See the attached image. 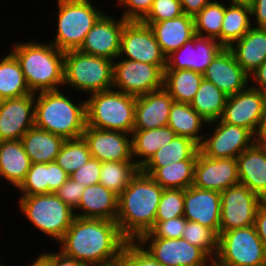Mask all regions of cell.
Listing matches in <instances>:
<instances>
[{
  "mask_svg": "<svg viewBox=\"0 0 266 266\" xmlns=\"http://www.w3.org/2000/svg\"><path fill=\"white\" fill-rule=\"evenodd\" d=\"M151 27L163 53L167 56L196 36L194 18L182 14L160 22H143Z\"/></svg>",
  "mask_w": 266,
  "mask_h": 266,
  "instance_id": "obj_26",
  "label": "cell"
},
{
  "mask_svg": "<svg viewBox=\"0 0 266 266\" xmlns=\"http://www.w3.org/2000/svg\"><path fill=\"white\" fill-rule=\"evenodd\" d=\"M227 97L216 85L203 78L190 105L207 122H211L221 119Z\"/></svg>",
  "mask_w": 266,
  "mask_h": 266,
  "instance_id": "obj_36",
  "label": "cell"
},
{
  "mask_svg": "<svg viewBox=\"0 0 266 266\" xmlns=\"http://www.w3.org/2000/svg\"><path fill=\"white\" fill-rule=\"evenodd\" d=\"M49 266H86L78 260L59 252H45L39 255Z\"/></svg>",
  "mask_w": 266,
  "mask_h": 266,
  "instance_id": "obj_50",
  "label": "cell"
},
{
  "mask_svg": "<svg viewBox=\"0 0 266 266\" xmlns=\"http://www.w3.org/2000/svg\"><path fill=\"white\" fill-rule=\"evenodd\" d=\"M254 226L266 249V201H264L257 209Z\"/></svg>",
  "mask_w": 266,
  "mask_h": 266,
  "instance_id": "obj_51",
  "label": "cell"
},
{
  "mask_svg": "<svg viewBox=\"0 0 266 266\" xmlns=\"http://www.w3.org/2000/svg\"><path fill=\"white\" fill-rule=\"evenodd\" d=\"M15 56L32 93L60 90L64 86V52L51 43H16Z\"/></svg>",
  "mask_w": 266,
  "mask_h": 266,
  "instance_id": "obj_3",
  "label": "cell"
},
{
  "mask_svg": "<svg viewBox=\"0 0 266 266\" xmlns=\"http://www.w3.org/2000/svg\"><path fill=\"white\" fill-rule=\"evenodd\" d=\"M164 189L140 170L118 196L116 222L127 241H137L155 224Z\"/></svg>",
  "mask_w": 266,
  "mask_h": 266,
  "instance_id": "obj_2",
  "label": "cell"
},
{
  "mask_svg": "<svg viewBox=\"0 0 266 266\" xmlns=\"http://www.w3.org/2000/svg\"><path fill=\"white\" fill-rule=\"evenodd\" d=\"M84 189V185H80V183L69 177L68 180L58 188L55 194L75 211L79 205Z\"/></svg>",
  "mask_w": 266,
  "mask_h": 266,
  "instance_id": "obj_49",
  "label": "cell"
},
{
  "mask_svg": "<svg viewBox=\"0 0 266 266\" xmlns=\"http://www.w3.org/2000/svg\"><path fill=\"white\" fill-rule=\"evenodd\" d=\"M216 266H266V249L254 225L218 235Z\"/></svg>",
  "mask_w": 266,
  "mask_h": 266,
  "instance_id": "obj_9",
  "label": "cell"
},
{
  "mask_svg": "<svg viewBox=\"0 0 266 266\" xmlns=\"http://www.w3.org/2000/svg\"><path fill=\"white\" fill-rule=\"evenodd\" d=\"M92 155L83 137L63 142L55 162L68 174L85 165Z\"/></svg>",
  "mask_w": 266,
  "mask_h": 266,
  "instance_id": "obj_41",
  "label": "cell"
},
{
  "mask_svg": "<svg viewBox=\"0 0 266 266\" xmlns=\"http://www.w3.org/2000/svg\"><path fill=\"white\" fill-rule=\"evenodd\" d=\"M69 175L55 162L32 163L25 180L17 188L22 195L55 193Z\"/></svg>",
  "mask_w": 266,
  "mask_h": 266,
  "instance_id": "obj_25",
  "label": "cell"
},
{
  "mask_svg": "<svg viewBox=\"0 0 266 266\" xmlns=\"http://www.w3.org/2000/svg\"><path fill=\"white\" fill-rule=\"evenodd\" d=\"M57 3V33L50 43L63 52L78 50L104 11L90 0H57Z\"/></svg>",
  "mask_w": 266,
  "mask_h": 266,
  "instance_id": "obj_7",
  "label": "cell"
},
{
  "mask_svg": "<svg viewBox=\"0 0 266 266\" xmlns=\"http://www.w3.org/2000/svg\"><path fill=\"white\" fill-rule=\"evenodd\" d=\"M207 121L201 117L188 103L173 102L167 126L176 135L193 140L198 146L203 142L205 135H200L203 124Z\"/></svg>",
  "mask_w": 266,
  "mask_h": 266,
  "instance_id": "obj_33",
  "label": "cell"
},
{
  "mask_svg": "<svg viewBox=\"0 0 266 266\" xmlns=\"http://www.w3.org/2000/svg\"><path fill=\"white\" fill-rule=\"evenodd\" d=\"M126 242L116 221L79 217L59 241L64 255L86 266H118Z\"/></svg>",
  "mask_w": 266,
  "mask_h": 266,
  "instance_id": "obj_1",
  "label": "cell"
},
{
  "mask_svg": "<svg viewBox=\"0 0 266 266\" xmlns=\"http://www.w3.org/2000/svg\"><path fill=\"white\" fill-rule=\"evenodd\" d=\"M225 15V4L211 1L194 18L197 36L216 39L221 44V28Z\"/></svg>",
  "mask_w": 266,
  "mask_h": 266,
  "instance_id": "obj_40",
  "label": "cell"
},
{
  "mask_svg": "<svg viewBox=\"0 0 266 266\" xmlns=\"http://www.w3.org/2000/svg\"><path fill=\"white\" fill-rule=\"evenodd\" d=\"M236 184H239V178L235 158H210L198 151L194 187L223 192Z\"/></svg>",
  "mask_w": 266,
  "mask_h": 266,
  "instance_id": "obj_19",
  "label": "cell"
},
{
  "mask_svg": "<svg viewBox=\"0 0 266 266\" xmlns=\"http://www.w3.org/2000/svg\"><path fill=\"white\" fill-rule=\"evenodd\" d=\"M35 127L65 140L81 138L86 128V100L73 103L62 90L35 93Z\"/></svg>",
  "mask_w": 266,
  "mask_h": 266,
  "instance_id": "obj_4",
  "label": "cell"
},
{
  "mask_svg": "<svg viewBox=\"0 0 266 266\" xmlns=\"http://www.w3.org/2000/svg\"><path fill=\"white\" fill-rule=\"evenodd\" d=\"M82 137L87 142L92 157L100 162L133 161L132 134L101 130L86 125Z\"/></svg>",
  "mask_w": 266,
  "mask_h": 266,
  "instance_id": "obj_20",
  "label": "cell"
},
{
  "mask_svg": "<svg viewBox=\"0 0 266 266\" xmlns=\"http://www.w3.org/2000/svg\"><path fill=\"white\" fill-rule=\"evenodd\" d=\"M139 170L134 161L101 162L99 183L119 196Z\"/></svg>",
  "mask_w": 266,
  "mask_h": 266,
  "instance_id": "obj_39",
  "label": "cell"
},
{
  "mask_svg": "<svg viewBox=\"0 0 266 266\" xmlns=\"http://www.w3.org/2000/svg\"><path fill=\"white\" fill-rule=\"evenodd\" d=\"M123 8L122 18L127 21H141L150 11L154 0H117Z\"/></svg>",
  "mask_w": 266,
  "mask_h": 266,
  "instance_id": "obj_48",
  "label": "cell"
},
{
  "mask_svg": "<svg viewBox=\"0 0 266 266\" xmlns=\"http://www.w3.org/2000/svg\"><path fill=\"white\" fill-rule=\"evenodd\" d=\"M184 216V189H164L155 222Z\"/></svg>",
  "mask_w": 266,
  "mask_h": 266,
  "instance_id": "obj_43",
  "label": "cell"
},
{
  "mask_svg": "<svg viewBox=\"0 0 266 266\" xmlns=\"http://www.w3.org/2000/svg\"><path fill=\"white\" fill-rule=\"evenodd\" d=\"M30 91L23 71L15 56L9 52L0 61V100L20 98Z\"/></svg>",
  "mask_w": 266,
  "mask_h": 266,
  "instance_id": "obj_35",
  "label": "cell"
},
{
  "mask_svg": "<svg viewBox=\"0 0 266 266\" xmlns=\"http://www.w3.org/2000/svg\"><path fill=\"white\" fill-rule=\"evenodd\" d=\"M35 126V94L0 100V141L21 140Z\"/></svg>",
  "mask_w": 266,
  "mask_h": 266,
  "instance_id": "obj_18",
  "label": "cell"
},
{
  "mask_svg": "<svg viewBox=\"0 0 266 266\" xmlns=\"http://www.w3.org/2000/svg\"><path fill=\"white\" fill-rule=\"evenodd\" d=\"M251 16L257 24L254 27L266 28V0H254L251 7Z\"/></svg>",
  "mask_w": 266,
  "mask_h": 266,
  "instance_id": "obj_52",
  "label": "cell"
},
{
  "mask_svg": "<svg viewBox=\"0 0 266 266\" xmlns=\"http://www.w3.org/2000/svg\"><path fill=\"white\" fill-rule=\"evenodd\" d=\"M65 139L37 127L30 128L21 139L31 163H49L55 161Z\"/></svg>",
  "mask_w": 266,
  "mask_h": 266,
  "instance_id": "obj_30",
  "label": "cell"
},
{
  "mask_svg": "<svg viewBox=\"0 0 266 266\" xmlns=\"http://www.w3.org/2000/svg\"><path fill=\"white\" fill-rule=\"evenodd\" d=\"M220 196L219 234L254 225L257 209L264 202L258 194L239 183L220 192Z\"/></svg>",
  "mask_w": 266,
  "mask_h": 266,
  "instance_id": "obj_11",
  "label": "cell"
},
{
  "mask_svg": "<svg viewBox=\"0 0 266 266\" xmlns=\"http://www.w3.org/2000/svg\"><path fill=\"white\" fill-rule=\"evenodd\" d=\"M175 136L176 133L169 126L148 130H133L132 158L137 157L133 161L141 168L160 147L170 143Z\"/></svg>",
  "mask_w": 266,
  "mask_h": 266,
  "instance_id": "obj_32",
  "label": "cell"
},
{
  "mask_svg": "<svg viewBox=\"0 0 266 266\" xmlns=\"http://www.w3.org/2000/svg\"><path fill=\"white\" fill-rule=\"evenodd\" d=\"M100 172L101 162L98 159L91 157L85 165L70 174L69 177L80 183V185L87 187L99 183Z\"/></svg>",
  "mask_w": 266,
  "mask_h": 266,
  "instance_id": "obj_47",
  "label": "cell"
},
{
  "mask_svg": "<svg viewBox=\"0 0 266 266\" xmlns=\"http://www.w3.org/2000/svg\"><path fill=\"white\" fill-rule=\"evenodd\" d=\"M255 143L260 146L266 147V107L261 117V123L255 134Z\"/></svg>",
  "mask_w": 266,
  "mask_h": 266,
  "instance_id": "obj_55",
  "label": "cell"
},
{
  "mask_svg": "<svg viewBox=\"0 0 266 266\" xmlns=\"http://www.w3.org/2000/svg\"><path fill=\"white\" fill-rule=\"evenodd\" d=\"M21 140L0 141V179L18 188L31 166Z\"/></svg>",
  "mask_w": 266,
  "mask_h": 266,
  "instance_id": "obj_29",
  "label": "cell"
},
{
  "mask_svg": "<svg viewBox=\"0 0 266 266\" xmlns=\"http://www.w3.org/2000/svg\"><path fill=\"white\" fill-rule=\"evenodd\" d=\"M20 212L36 229L60 241L75 219V211L55 193L19 197Z\"/></svg>",
  "mask_w": 266,
  "mask_h": 266,
  "instance_id": "obj_8",
  "label": "cell"
},
{
  "mask_svg": "<svg viewBox=\"0 0 266 266\" xmlns=\"http://www.w3.org/2000/svg\"><path fill=\"white\" fill-rule=\"evenodd\" d=\"M184 14L180 0H154L142 22H160Z\"/></svg>",
  "mask_w": 266,
  "mask_h": 266,
  "instance_id": "obj_46",
  "label": "cell"
},
{
  "mask_svg": "<svg viewBox=\"0 0 266 266\" xmlns=\"http://www.w3.org/2000/svg\"><path fill=\"white\" fill-rule=\"evenodd\" d=\"M229 49L237 63L250 76L266 60V28L251 29Z\"/></svg>",
  "mask_w": 266,
  "mask_h": 266,
  "instance_id": "obj_28",
  "label": "cell"
},
{
  "mask_svg": "<svg viewBox=\"0 0 266 266\" xmlns=\"http://www.w3.org/2000/svg\"><path fill=\"white\" fill-rule=\"evenodd\" d=\"M214 123L212 135L204 137L199 151L210 158H237L255 143V135L247 128L231 125L221 119Z\"/></svg>",
  "mask_w": 266,
  "mask_h": 266,
  "instance_id": "obj_14",
  "label": "cell"
},
{
  "mask_svg": "<svg viewBox=\"0 0 266 266\" xmlns=\"http://www.w3.org/2000/svg\"><path fill=\"white\" fill-rule=\"evenodd\" d=\"M254 0H230V4L251 8Z\"/></svg>",
  "mask_w": 266,
  "mask_h": 266,
  "instance_id": "obj_56",
  "label": "cell"
},
{
  "mask_svg": "<svg viewBox=\"0 0 266 266\" xmlns=\"http://www.w3.org/2000/svg\"><path fill=\"white\" fill-rule=\"evenodd\" d=\"M224 48L216 39L196 35L166 56L165 69H185L204 74L208 65Z\"/></svg>",
  "mask_w": 266,
  "mask_h": 266,
  "instance_id": "obj_16",
  "label": "cell"
},
{
  "mask_svg": "<svg viewBox=\"0 0 266 266\" xmlns=\"http://www.w3.org/2000/svg\"><path fill=\"white\" fill-rule=\"evenodd\" d=\"M118 58L113 62V89L138 97L164 88L166 66Z\"/></svg>",
  "mask_w": 266,
  "mask_h": 266,
  "instance_id": "obj_10",
  "label": "cell"
},
{
  "mask_svg": "<svg viewBox=\"0 0 266 266\" xmlns=\"http://www.w3.org/2000/svg\"><path fill=\"white\" fill-rule=\"evenodd\" d=\"M29 266H49L40 256L36 258Z\"/></svg>",
  "mask_w": 266,
  "mask_h": 266,
  "instance_id": "obj_57",
  "label": "cell"
},
{
  "mask_svg": "<svg viewBox=\"0 0 266 266\" xmlns=\"http://www.w3.org/2000/svg\"><path fill=\"white\" fill-rule=\"evenodd\" d=\"M202 80L203 74L192 70H164V89L174 102L190 104Z\"/></svg>",
  "mask_w": 266,
  "mask_h": 266,
  "instance_id": "obj_34",
  "label": "cell"
},
{
  "mask_svg": "<svg viewBox=\"0 0 266 266\" xmlns=\"http://www.w3.org/2000/svg\"><path fill=\"white\" fill-rule=\"evenodd\" d=\"M251 8L229 4L225 5V15L221 28V45L229 48L241 39L252 27Z\"/></svg>",
  "mask_w": 266,
  "mask_h": 266,
  "instance_id": "obj_38",
  "label": "cell"
},
{
  "mask_svg": "<svg viewBox=\"0 0 266 266\" xmlns=\"http://www.w3.org/2000/svg\"><path fill=\"white\" fill-rule=\"evenodd\" d=\"M199 146L191 139L176 135L160 147L142 167H163L183 160H197Z\"/></svg>",
  "mask_w": 266,
  "mask_h": 266,
  "instance_id": "obj_37",
  "label": "cell"
},
{
  "mask_svg": "<svg viewBox=\"0 0 266 266\" xmlns=\"http://www.w3.org/2000/svg\"><path fill=\"white\" fill-rule=\"evenodd\" d=\"M113 62L78 50L64 52V86L88 95L113 89Z\"/></svg>",
  "mask_w": 266,
  "mask_h": 266,
  "instance_id": "obj_6",
  "label": "cell"
},
{
  "mask_svg": "<svg viewBox=\"0 0 266 266\" xmlns=\"http://www.w3.org/2000/svg\"><path fill=\"white\" fill-rule=\"evenodd\" d=\"M182 238L201 248L212 260L218 250V235L198 222L187 221Z\"/></svg>",
  "mask_w": 266,
  "mask_h": 266,
  "instance_id": "obj_42",
  "label": "cell"
},
{
  "mask_svg": "<svg viewBox=\"0 0 266 266\" xmlns=\"http://www.w3.org/2000/svg\"><path fill=\"white\" fill-rule=\"evenodd\" d=\"M203 78L212 82L227 96H232L250 86V76L237 63L229 48H224L208 65Z\"/></svg>",
  "mask_w": 266,
  "mask_h": 266,
  "instance_id": "obj_22",
  "label": "cell"
},
{
  "mask_svg": "<svg viewBox=\"0 0 266 266\" xmlns=\"http://www.w3.org/2000/svg\"><path fill=\"white\" fill-rule=\"evenodd\" d=\"M118 266H163L137 241H127L122 248Z\"/></svg>",
  "mask_w": 266,
  "mask_h": 266,
  "instance_id": "obj_44",
  "label": "cell"
},
{
  "mask_svg": "<svg viewBox=\"0 0 266 266\" xmlns=\"http://www.w3.org/2000/svg\"><path fill=\"white\" fill-rule=\"evenodd\" d=\"M236 160L239 183L266 201V147L254 143Z\"/></svg>",
  "mask_w": 266,
  "mask_h": 266,
  "instance_id": "obj_24",
  "label": "cell"
},
{
  "mask_svg": "<svg viewBox=\"0 0 266 266\" xmlns=\"http://www.w3.org/2000/svg\"><path fill=\"white\" fill-rule=\"evenodd\" d=\"M80 209V210H79ZM75 213L79 218L115 221L118 211V195L98 183L85 187Z\"/></svg>",
  "mask_w": 266,
  "mask_h": 266,
  "instance_id": "obj_27",
  "label": "cell"
},
{
  "mask_svg": "<svg viewBox=\"0 0 266 266\" xmlns=\"http://www.w3.org/2000/svg\"><path fill=\"white\" fill-rule=\"evenodd\" d=\"M265 107L266 94L250 86L227 97L221 120L231 125L247 128L255 135Z\"/></svg>",
  "mask_w": 266,
  "mask_h": 266,
  "instance_id": "obj_15",
  "label": "cell"
},
{
  "mask_svg": "<svg viewBox=\"0 0 266 266\" xmlns=\"http://www.w3.org/2000/svg\"><path fill=\"white\" fill-rule=\"evenodd\" d=\"M135 107V96L115 89L92 93L86 99V125L132 134Z\"/></svg>",
  "mask_w": 266,
  "mask_h": 266,
  "instance_id": "obj_5",
  "label": "cell"
},
{
  "mask_svg": "<svg viewBox=\"0 0 266 266\" xmlns=\"http://www.w3.org/2000/svg\"><path fill=\"white\" fill-rule=\"evenodd\" d=\"M212 0H180L183 13L194 17Z\"/></svg>",
  "mask_w": 266,
  "mask_h": 266,
  "instance_id": "obj_53",
  "label": "cell"
},
{
  "mask_svg": "<svg viewBox=\"0 0 266 266\" xmlns=\"http://www.w3.org/2000/svg\"><path fill=\"white\" fill-rule=\"evenodd\" d=\"M186 222L187 220L184 218V216L169 219L167 221L155 222L152 229L140 238H182Z\"/></svg>",
  "mask_w": 266,
  "mask_h": 266,
  "instance_id": "obj_45",
  "label": "cell"
},
{
  "mask_svg": "<svg viewBox=\"0 0 266 266\" xmlns=\"http://www.w3.org/2000/svg\"><path fill=\"white\" fill-rule=\"evenodd\" d=\"M250 80L255 82L251 87L266 94V60L250 75Z\"/></svg>",
  "mask_w": 266,
  "mask_h": 266,
  "instance_id": "obj_54",
  "label": "cell"
},
{
  "mask_svg": "<svg viewBox=\"0 0 266 266\" xmlns=\"http://www.w3.org/2000/svg\"><path fill=\"white\" fill-rule=\"evenodd\" d=\"M173 102L164 88L136 97L134 130L167 126Z\"/></svg>",
  "mask_w": 266,
  "mask_h": 266,
  "instance_id": "obj_23",
  "label": "cell"
},
{
  "mask_svg": "<svg viewBox=\"0 0 266 266\" xmlns=\"http://www.w3.org/2000/svg\"><path fill=\"white\" fill-rule=\"evenodd\" d=\"M220 192L190 186L184 190V218L212 229L219 235Z\"/></svg>",
  "mask_w": 266,
  "mask_h": 266,
  "instance_id": "obj_21",
  "label": "cell"
},
{
  "mask_svg": "<svg viewBox=\"0 0 266 266\" xmlns=\"http://www.w3.org/2000/svg\"><path fill=\"white\" fill-rule=\"evenodd\" d=\"M137 242L163 266H211L213 260L184 238H139ZM146 247V248H145Z\"/></svg>",
  "mask_w": 266,
  "mask_h": 266,
  "instance_id": "obj_12",
  "label": "cell"
},
{
  "mask_svg": "<svg viewBox=\"0 0 266 266\" xmlns=\"http://www.w3.org/2000/svg\"><path fill=\"white\" fill-rule=\"evenodd\" d=\"M128 21L104 14L86 34L78 51L115 61L120 53L121 34ZM117 58V59H116Z\"/></svg>",
  "mask_w": 266,
  "mask_h": 266,
  "instance_id": "obj_17",
  "label": "cell"
},
{
  "mask_svg": "<svg viewBox=\"0 0 266 266\" xmlns=\"http://www.w3.org/2000/svg\"><path fill=\"white\" fill-rule=\"evenodd\" d=\"M196 160H183L163 167H141L163 189H187L193 186Z\"/></svg>",
  "mask_w": 266,
  "mask_h": 266,
  "instance_id": "obj_31",
  "label": "cell"
},
{
  "mask_svg": "<svg viewBox=\"0 0 266 266\" xmlns=\"http://www.w3.org/2000/svg\"><path fill=\"white\" fill-rule=\"evenodd\" d=\"M118 57L156 66H166V55L151 27L142 21H128L121 34Z\"/></svg>",
  "mask_w": 266,
  "mask_h": 266,
  "instance_id": "obj_13",
  "label": "cell"
}]
</instances>
